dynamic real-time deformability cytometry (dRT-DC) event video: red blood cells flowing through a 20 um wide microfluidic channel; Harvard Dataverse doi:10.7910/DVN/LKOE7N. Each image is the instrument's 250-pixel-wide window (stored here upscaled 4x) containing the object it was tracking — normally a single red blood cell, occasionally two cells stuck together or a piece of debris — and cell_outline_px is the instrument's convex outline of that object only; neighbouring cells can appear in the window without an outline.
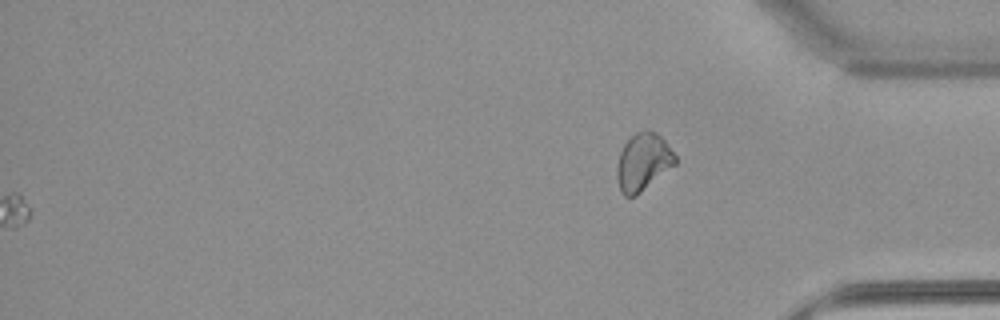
{"species": "common noctule bat (a hibernating species)", "species_latin": "Nyctalus noctula", "temperature_condition": "warm", "stored_images_in_passage": 56, "camera_frame_rate_fps": 3000, "um_per_image_px": 0.085, "animal": {"sex": "female", "body_mass_g": 22.7, "forearm_length_mm": 54.2}, "frame": {"image": 1, "passage_image": 56, "time_ms": 18.333, "image_size_px": [1000, 320], "cell_outline_px": [[676, 164], [636, 196], [624, 196], [620, 192], [616, 180], [616, 168], [620, 152], [624, 144], [636, 132], [644, 128], [648, 128], [656, 132], [664, 140], [676, 156]], "centroid_in_image_um": [54.64, 13.76], "position_along_channel_um": 380.6, "area_um2": 19.71}}